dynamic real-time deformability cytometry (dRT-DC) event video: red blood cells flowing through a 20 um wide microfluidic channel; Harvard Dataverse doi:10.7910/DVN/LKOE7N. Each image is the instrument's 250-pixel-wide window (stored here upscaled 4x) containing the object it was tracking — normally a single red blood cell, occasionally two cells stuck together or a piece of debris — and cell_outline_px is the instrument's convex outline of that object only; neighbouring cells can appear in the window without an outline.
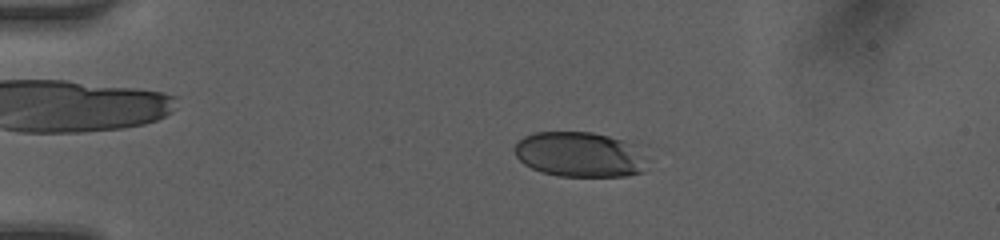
{"species": "human", "species_latin": "Homo sapiens", "temperature_condition": "room temperature", "stored_images_in_passage": 49, "camera_frame_rate_fps": 3000, "um_per_image_px": 0.085, "donor": {"sex": "female"}, "frame": {"image": 1, "passage_image": 11, "time_ms": 3.333, "image_size_px": [1000, 240], "cell_outline_px": [[648, 144], [644, 172], [628, 176], [560, 176], [540, 172], [524, 164], [516, 156], [516, 144], [524, 136], [532, 132], [592, 132]], "centroid_in_image_um": [49.44, 13.11], "position_along_channel_um": 35.6, "area_um2": 36.07}}
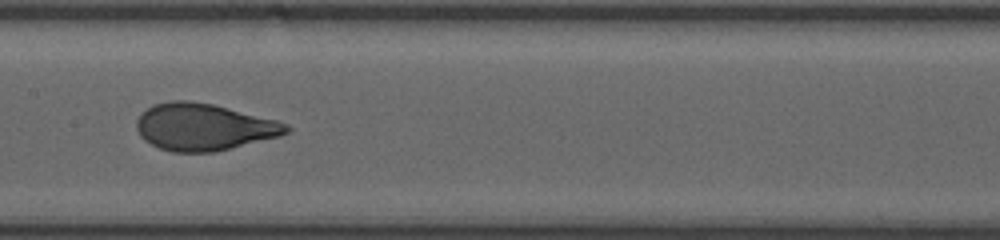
{"frame": {"image": 2, "passage_image": 26, "time_ms": 8.333, "image_size_px": [1000, 240], "cell_outline_px": [[292, 128], [288, 132], [280, 136], [212, 152], [172, 152], [160, 148], [144, 140], [140, 136], [136, 128], [136, 120], [152, 104], [172, 100], [188, 100], [212, 104], [276, 120], [288, 124]], "centroid_in_image_um": [17.3, 10.79], "position_along_channel_um": 190.1, "area_um2": 40.69}}
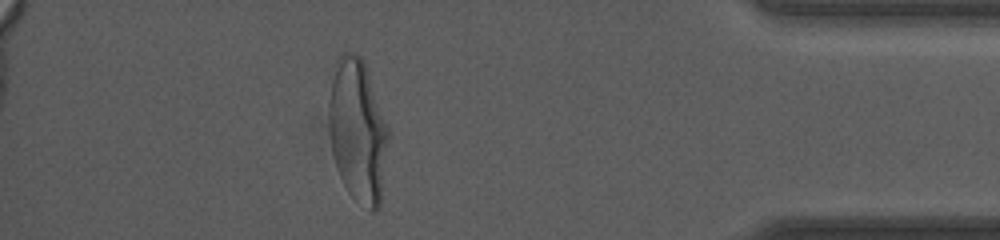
{"frame": {"image": 3, "passage_image": 44, "time_ms": 14.333, "image_size_px": [1000, 240], "cell_outline_px": [[388, 140], [380, 208], [372, 212], [352, 196], [348, 192], [340, 176], [332, 152], [328, 116], [328, 100], [336, 60], [344, 52], [348, 52], [360, 56], [364, 60], [388, 128]], "centroid_in_image_um": [30.4, 11.11], "position_along_channel_um": 404.8, "area_um2": 49.25}, "authors_computed_cell_mechanics": {"area_um2": 40.5178, "velocity_mm_per_s": 4.1955, "shape_relaxation_time_tau1_ms": 3.593, "shape_relaxation_time_tau2_ms": null, "deformation_change_tau1": 0.1643, "deformation_change_tau2": null}}